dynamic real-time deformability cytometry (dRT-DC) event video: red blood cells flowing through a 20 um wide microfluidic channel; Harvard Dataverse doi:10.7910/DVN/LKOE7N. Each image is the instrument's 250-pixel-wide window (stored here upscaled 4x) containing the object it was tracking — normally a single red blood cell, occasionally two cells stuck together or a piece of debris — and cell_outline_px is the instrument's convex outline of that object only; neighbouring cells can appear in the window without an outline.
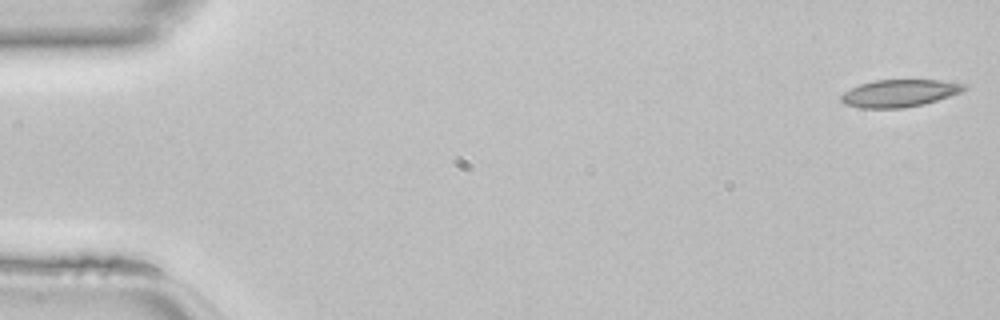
{"species": "common noctule bat (a hibernating species)", "species_latin": "Nyctalus noctula", "temperature_condition": "room temperature", "stored_images_in_passage": 46, "camera_frame_rate_fps": 3000, "um_per_image_px": 0.085, "animal": {"sex": "female", "body_mass_g": 22.7, "forearm_length_mm": 54.2}, "frame": {"image": 1, "passage_image": 1, "time_ms": 0.0, "image_size_px": [1000, 320], "cell_outline_px": [[968, 88], [960, 92], [924, 104], [904, 108], [860, 108], [844, 104], [840, 100], [840, 96], [844, 92], [860, 84], [876, 80], [940, 80], [968, 84]], "centroid_in_image_um": [76.45, 7.92], "position_along_channel_um": 8.6, "area_um2": 19.59}}
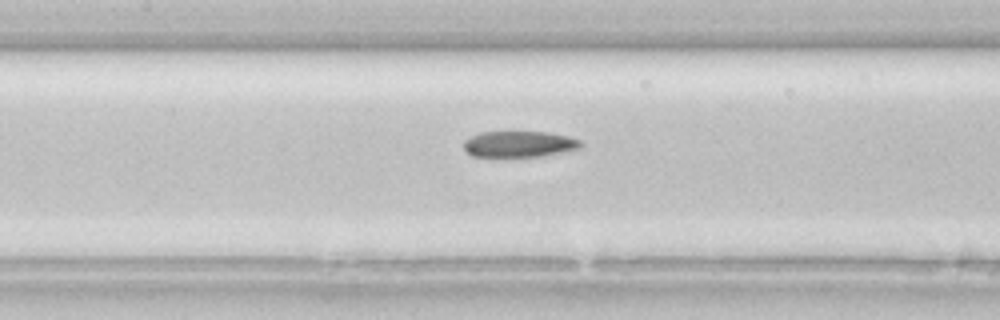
{"frame": {"image": 2, "passage_image": 21, "time_ms": 6.667, "image_size_px": [1000, 320], "cell_outline_px": [[584, 144], [580, 148], [544, 156], [496, 160], [472, 156], [464, 148], [464, 140], [480, 132], [548, 132], [568, 136], [580, 140]], "centroid_in_image_um": [44.09, 12.3], "position_along_channel_um": 163.3, "area_um2": 18.73}}
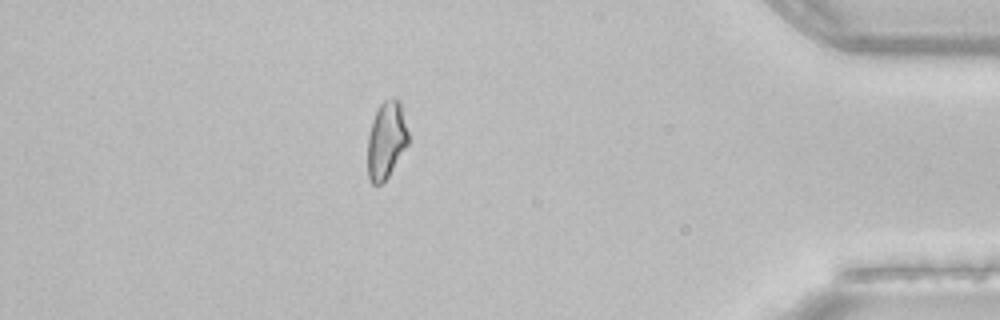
{"frame": {"image": 3, "passage_image": 40, "time_ms": 13.0, "image_size_px": [1000, 320], "cell_outline_px": [[408, 144], [388, 176], [380, 184], [372, 184], [368, 176], [368, 136], [372, 120], [380, 104], [384, 100], [392, 96], [400, 104], [408, 132]], "centroid_in_image_um": [32.82, 11.9], "position_along_channel_um": 402.4, "area_um2": 17.98}}